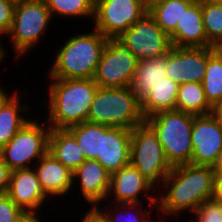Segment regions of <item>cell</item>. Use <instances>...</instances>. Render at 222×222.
Returning a JSON list of instances; mask_svg holds the SVG:
<instances>
[{
  "mask_svg": "<svg viewBox=\"0 0 222 222\" xmlns=\"http://www.w3.org/2000/svg\"><path fill=\"white\" fill-rule=\"evenodd\" d=\"M20 96L22 95L15 90L0 105V149L30 120L24 114L29 113V104L24 102L22 105Z\"/></svg>",
  "mask_w": 222,
  "mask_h": 222,
  "instance_id": "cell-21",
  "label": "cell"
},
{
  "mask_svg": "<svg viewBox=\"0 0 222 222\" xmlns=\"http://www.w3.org/2000/svg\"><path fill=\"white\" fill-rule=\"evenodd\" d=\"M11 171L12 170L0 157V194H4L7 192Z\"/></svg>",
  "mask_w": 222,
  "mask_h": 222,
  "instance_id": "cell-34",
  "label": "cell"
},
{
  "mask_svg": "<svg viewBox=\"0 0 222 222\" xmlns=\"http://www.w3.org/2000/svg\"><path fill=\"white\" fill-rule=\"evenodd\" d=\"M199 2H207V3H215V4H221L222 5V0H197Z\"/></svg>",
  "mask_w": 222,
  "mask_h": 222,
  "instance_id": "cell-44",
  "label": "cell"
},
{
  "mask_svg": "<svg viewBox=\"0 0 222 222\" xmlns=\"http://www.w3.org/2000/svg\"><path fill=\"white\" fill-rule=\"evenodd\" d=\"M13 1L14 3H20V2H23V1H26V0H11Z\"/></svg>",
  "mask_w": 222,
  "mask_h": 222,
  "instance_id": "cell-45",
  "label": "cell"
},
{
  "mask_svg": "<svg viewBox=\"0 0 222 222\" xmlns=\"http://www.w3.org/2000/svg\"><path fill=\"white\" fill-rule=\"evenodd\" d=\"M1 42H2V41H0V65H1L3 59H4L5 57H7V56H6V51H7V50L4 49V47H3L2 44H1Z\"/></svg>",
  "mask_w": 222,
  "mask_h": 222,
  "instance_id": "cell-43",
  "label": "cell"
},
{
  "mask_svg": "<svg viewBox=\"0 0 222 222\" xmlns=\"http://www.w3.org/2000/svg\"><path fill=\"white\" fill-rule=\"evenodd\" d=\"M50 130L46 120L39 123L30 118L0 149V157L11 170L31 168L48 152Z\"/></svg>",
  "mask_w": 222,
  "mask_h": 222,
  "instance_id": "cell-8",
  "label": "cell"
},
{
  "mask_svg": "<svg viewBox=\"0 0 222 222\" xmlns=\"http://www.w3.org/2000/svg\"><path fill=\"white\" fill-rule=\"evenodd\" d=\"M213 54L211 47H175L167 53L166 75L177 84L187 82L202 83Z\"/></svg>",
  "mask_w": 222,
  "mask_h": 222,
  "instance_id": "cell-12",
  "label": "cell"
},
{
  "mask_svg": "<svg viewBox=\"0 0 222 222\" xmlns=\"http://www.w3.org/2000/svg\"><path fill=\"white\" fill-rule=\"evenodd\" d=\"M213 169L215 170L216 174L222 173V149L220 151V154L217 157V160L215 162V165L213 166Z\"/></svg>",
  "mask_w": 222,
  "mask_h": 222,
  "instance_id": "cell-40",
  "label": "cell"
},
{
  "mask_svg": "<svg viewBox=\"0 0 222 222\" xmlns=\"http://www.w3.org/2000/svg\"><path fill=\"white\" fill-rule=\"evenodd\" d=\"M166 66L167 54L152 59L138 60L130 88L140 102L146 97L152 86L166 80Z\"/></svg>",
  "mask_w": 222,
  "mask_h": 222,
  "instance_id": "cell-20",
  "label": "cell"
},
{
  "mask_svg": "<svg viewBox=\"0 0 222 222\" xmlns=\"http://www.w3.org/2000/svg\"><path fill=\"white\" fill-rule=\"evenodd\" d=\"M201 11L207 40L212 43L222 37V5L201 2Z\"/></svg>",
  "mask_w": 222,
  "mask_h": 222,
  "instance_id": "cell-30",
  "label": "cell"
},
{
  "mask_svg": "<svg viewBox=\"0 0 222 222\" xmlns=\"http://www.w3.org/2000/svg\"><path fill=\"white\" fill-rule=\"evenodd\" d=\"M83 215L82 222H107L106 218L96 207H90L88 212Z\"/></svg>",
  "mask_w": 222,
  "mask_h": 222,
  "instance_id": "cell-35",
  "label": "cell"
},
{
  "mask_svg": "<svg viewBox=\"0 0 222 222\" xmlns=\"http://www.w3.org/2000/svg\"><path fill=\"white\" fill-rule=\"evenodd\" d=\"M52 16L44 0H26L16 3L14 18L9 32L6 34L13 45L15 59L36 46L39 39L46 33Z\"/></svg>",
  "mask_w": 222,
  "mask_h": 222,
  "instance_id": "cell-7",
  "label": "cell"
},
{
  "mask_svg": "<svg viewBox=\"0 0 222 222\" xmlns=\"http://www.w3.org/2000/svg\"><path fill=\"white\" fill-rule=\"evenodd\" d=\"M175 47H210L202 20L201 2L195 0L178 21L176 30L170 35Z\"/></svg>",
  "mask_w": 222,
  "mask_h": 222,
  "instance_id": "cell-19",
  "label": "cell"
},
{
  "mask_svg": "<svg viewBox=\"0 0 222 222\" xmlns=\"http://www.w3.org/2000/svg\"><path fill=\"white\" fill-rule=\"evenodd\" d=\"M215 175L210 166L191 163L174 166L162 184L166 194L164 191L157 194L158 213L163 218L178 217L186 211L192 214L203 201L213 198Z\"/></svg>",
  "mask_w": 222,
  "mask_h": 222,
  "instance_id": "cell-1",
  "label": "cell"
},
{
  "mask_svg": "<svg viewBox=\"0 0 222 222\" xmlns=\"http://www.w3.org/2000/svg\"><path fill=\"white\" fill-rule=\"evenodd\" d=\"M131 130L111 127L102 135L101 156L97 161L112 175L130 164Z\"/></svg>",
  "mask_w": 222,
  "mask_h": 222,
  "instance_id": "cell-18",
  "label": "cell"
},
{
  "mask_svg": "<svg viewBox=\"0 0 222 222\" xmlns=\"http://www.w3.org/2000/svg\"><path fill=\"white\" fill-rule=\"evenodd\" d=\"M87 122L132 130L145 122L141 102L130 87H98L87 117Z\"/></svg>",
  "mask_w": 222,
  "mask_h": 222,
  "instance_id": "cell-4",
  "label": "cell"
},
{
  "mask_svg": "<svg viewBox=\"0 0 222 222\" xmlns=\"http://www.w3.org/2000/svg\"><path fill=\"white\" fill-rule=\"evenodd\" d=\"M15 6L11 0H0V37L6 35L12 26Z\"/></svg>",
  "mask_w": 222,
  "mask_h": 222,
  "instance_id": "cell-33",
  "label": "cell"
},
{
  "mask_svg": "<svg viewBox=\"0 0 222 222\" xmlns=\"http://www.w3.org/2000/svg\"><path fill=\"white\" fill-rule=\"evenodd\" d=\"M195 0H159L149 9V14L169 36L176 30L186 9Z\"/></svg>",
  "mask_w": 222,
  "mask_h": 222,
  "instance_id": "cell-25",
  "label": "cell"
},
{
  "mask_svg": "<svg viewBox=\"0 0 222 222\" xmlns=\"http://www.w3.org/2000/svg\"><path fill=\"white\" fill-rule=\"evenodd\" d=\"M38 213H26L19 222H41Z\"/></svg>",
  "mask_w": 222,
  "mask_h": 222,
  "instance_id": "cell-39",
  "label": "cell"
},
{
  "mask_svg": "<svg viewBox=\"0 0 222 222\" xmlns=\"http://www.w3.org/2000/svg\"><path fill=\"white\" fill-rule=\"evenodd\" d=\"M210 47L213 54L222 61V37H219L212 42Z\"/></svg>",
  "mask_w": 222,
  "mask_h": 222,
  "instance_id": "cell-37",
  "label": "cell"
},
{
  "mask_svg": "<svg viewBox=\"0 0 222 222\" xmlns=\"http://www.w3.org/2000/svg\"><path fill=\"white\" fill-rule=\"evenodd\" d=\"M36 164L34 169L40 186L49 198H60L74 190L72 171L51 153L47 152Z\"/></svg>",
  "mask_w": 222,
  "mask_h": 222,
  "instance_id": "cell-17",
  "label": "cell"
},
{
  "mask_svg": "<svg viewBox=\"0 0 222 222\" xmlns=\"http://www.w3.org/2000/svg\"><path fill=\"white\" fill-rule=\"evenodd\" d=\"M213 198L222 204V173L215 175Z\"/></svg>",
  "mask_w": 222,
  "mask_h": 222,
  "instance_id": "cell-36",
  "label": "cell"
},
{
  "mask_svg": "<svg viewBox=\"0 0 222 222\" xmlns=\"http://www.w3.org/2000/svg\"><path fill=\"white\" fill-rule=\"evenodd\" d=\"M49 105L46 123L51 129H68L71 126L86 122L90 105L98 89L93 79H55L49 78ZM52 81V82H51Z\"/></svg>",
  "mask_w": 222,
  "mask_h": 222,
  "instance_id": "cell-2",
  "label": "cell"
},
{
  "mask_svg": "<svg viewBox=\"0 0 222 222\" xmlns=\"http://www.w3.org/2000/svg\"><path fill=\"white\" fill-rule=\"evenodd\" d=\"M191 215L189 222H222V204L214 198L207 199Z\"/></svg>",
  "mask_w": 222,
  "mask_h": 222,
  "instance_id": "cell-31",
  "label": "cell"
},
{
  "mask_svg": "<svg viewBox=\"0 0 222 222\" xmlns=\"http://www.w3.org/2000/svg\"><path fill=\"white\" fill-rule=\"evenodd\" d=\"M3 86H0V105L2 102L9 96L8 93L3 89Z\"/></svg>",
  "mask_w": 222,
  "mask_h": 222,
  "instance_id": "cell-42",
  "label": "cell"
},
{
  "mask_svg": "<svg viewBox=\"0 0 222 222\" xmlns=\"http://www.w3.org/2000/svg\"><path fill=\"white\" fill-rule=\"evenodd\" d=\"M108 39L93 28L92 32L70 35L59 47L48 71L49 78L93 79Z\"/></svg>",
  "mask_w": 222,
  "mask_h": 222,
  "instance_id": "cell-3",
  "label": "cell"
},
{
  "mask_svg": "<svg viewBox=\"0 0 222 222\" xmlns=\"http://www.w3.org/2000/svg\"><path fill=\"white\" fill-rule=\"evenodd\" d=\"M48 152L72 172L86 160L77 140L68 129L50 130Z\"/></svg>",
  "mask_w": 222,
  "mask_h": 222,
  "instance_id": "cell-22",
  "label": "cell"
},
{
  "mask_svg": "<svg viewBox=\"0 0 222 222\" xmlns=\"http://www.w3.org/2000/svg\"><path fill=\"white\" fill-rule=\"evenodd\" d=\"M6 194L25 213H38L49 197L42 190L33 167L11 171Z\"/></svg>",
  "mask_w": 222,
  "mask_h": 222,
  "instance_id": "cell-15",
  "label": "cell"
},
{
  "mask_svg": "<svg viewBox=\"0 0 222 222\" xmlns=\"http://www.w3.org/2000/svg\"><path fill=\"white\" fill-rule=\"evenodd\" d=\"M72 178L73 186L79 183V190L91 207L107 200L111 174L97 160H85L72 172Z\"/></svg>",
  "mask_w": 222,
  "mask_h": 222,
  "instance_id": "cell-16",
  "label": "cell"
},
{
  "mask_svg": "<svg viewBox=\"0 0 222 222\" xmlns=\"http://www.w3.org/2000/svg\"><path fill=\"white\" fill-rule=\"evenodd\" d=\"M175 110L195 116L211 114L212 106L206 100L202 83L187 82L180 84Z\"/></svg>",
  "mask_w": 222,
  "mask_h": 222,
  "instance_id": "cell-26",
  "label": "cell"
},
{
  "mask_svg": "<svg viewBox=\"0 0 222 222\" xmlns=\"http://www.w3.org/2000/svg\"><path fill=\"white\" fill-rule=\"evenodd\" d=\"M138 60L117 38H108L93 80L102 88L130 87Z\"/></svg>",
  "mask_w": 222,
  "mask_h": 222,
  "instance_id": "cell-9",
  "label": "cell"
},
{
  "mask_svg": "<svg viewBox=\"0 0 222 222\" xmlns=\"http://www.w3.org/2000/svg\"><path fill=\"white\" fill-rule=\"evenodd\" d=\"M117 39L130 49L137 60L163 56L172 48L170 36L148 11Z\"/></svg>",
  "mask_w": 222,
  "mask_h": 222,
  "instance_id": "cell-10",
  "label": "cell"
},
{
  "mask_svg": "<svg viewBox=\"0 0 222 222\" xmlns=\"http://www.w3.org/2000/svg\"><path fill=\"white\" fill-rule=\"evenodd\" d=\"M191 164L213 167L222 149V124L212 115H194Z\"/></svg>",
  "mask_w": 222,
  "mask_h": 222,
  "instance_id": "cell-13",
  "label": "cell"
},
{
  "mask_svg": "<svg viewBox=\"0 0 222 222\" xmlns=\"http://www.w3.org/2000/svg\"><path fill=\"white\" fill-rule=\"evenodd\" d=\"M147 205H148L147 209L145 208L144 209L145 211H143V208L140 207L142 206L140 203L113 204L112 205L113 207H111V203L109 201V205L107 206L105 205L104 209H101V207L100 208L96 207V208L106 218L107 222H153L151 221L152 219L151 216H149L151 215L150 211L151 212L153 211L152 209L149 210L148 207L151 205L153 208L155 207L157 210V204H147ZM131 212L133 214H131Z\"/></svg>",
  "mask_w": 222,
  "mask_h": 222,
  "instance_id": "cell-27",
  "label": "cell"
},
{
  "mask_svg": "<svg viewBox=\"0 0 222 222\" xmlns=\"http://www.w3.org/2000/svg\"><path fill=\"white\" fill-rule=\"evenodd\" d=\"M148 9L139 0H95L93 25L108 38H118Z\"/></svg>",
  "mask_w": 222,
  "mask_h": 222,
  "instance_id": "cell-11",
  "label": "cell"
},
{
  "mask_svg": "<svg viewBox=\"0 0 222 222\" xmlns=\"http://www.w3.org/2000/svg\"><path fill=\"white\" fill-rule=\"evenodd\" d=\"M202 85L206 100L213 107L222 99V61L214 54L208 58Z\"/></svg>",
  "mask_w": 222,
  "mask_h": 222,
  "instance_id": "cell-29",
  "label": "cell"
},
{
  "mask_svg": "<svg viewBox=\"0 0 222 222\" xmlns=\"http://www.w3.org/2000/svg\"><path fill=\"white\" fill-rule=\"evenodd\" d=\"M25 214L6 193L0 194V222H19Z\"/></svg>",
  "mask_w": 222,
  "mask_h": 222,
  "instance_id": "cell-32",
  "label": "cell"
},
{
  "mask_svg": "<svg viewBox=\"0 0 222 222\" xmlns=\"http://www.w3.org/2000/svg\"><path fill=\"white\" fill-rule=\"evenodd\" d=\"M130 164L161 193L164 179L173 167L166 159L157 134L146 122L131 130Z\"/></svg>",
  "mask_w": 222,
  "mask_h": 222,
  "instance_id": "cell-6",
  "label": "cell"
},
{
  "mask_svg": "<svg viewBox=\"0 0 222 222\" xmlns=\"http://www.w3.org/2000/svg\"><path fill=\"white\" fill-rule=\"evenodd\" d=\"M178 87L179 84L168 77L164 82L152 86L149 93L141 101V111L144 118L160 111L175 110Z\"/></svg>",
  "mask_w": 222,
  "mask_h": 222,
  "instance_id": "cell-23",
  "label": "cell"
},
{
  "mask_svg": "<svg viewBox=\"0 0 222 222\" xmlns=\"http://www.w3.org/2000/svg\"><path fill=\"white\" fill-rule=\"evenodd\" d=\"M52 19L60 18H94L95 0H44ZM85 17V18H84Z\"/></svg>",
  "mask_w": 222,
  "mask_h": 222,
  "instance_id": "cell-28",
  "label": "cell"
},
{
  "mask_svg": "<svg viewBox=\"0 0 222 222\" xmlns=\"http://www.w3.org/2000/svg\"><path fill=\"white\" fill-rule=\"evenodd\" d=\"M147 9H149L153 4L157 3L159 0H139Z\"/></svg>",
  "mask_w": 222,
  "mask_h": 222,
  "instance_id": "cell-41",
  "label": "cell"
},
{
  "mask_svg": "<svg viewBox=\"0 0 222 222\" xmlns=\"http://www.w3.org/2000/svg\"><path fill=\"white\" fill-rule=\"evenodd\" d=\"M152 190L157 192L141 172L129 164L111 175L107 200L112 197V204H138L141 201L139 196L142 194L149 198L146 199L149 204H157V195L155 196Z\"/></svg>",
  "mask_w": 222,
  "mask_h": 222,
  "instance_id": "cell-14",
  "label": "cell"
},
{
  "mask_svg": "<svg viewBox=\"0 0 222 222\" xmlns=\"http://www.w3.org/2000/svg\"><path fill=\"white\" fill-rule=\"evenodd\" d=\"M111 126L103 124H94L83 122L68 128L77 140L78 145L86 160H97L101 156L102 135H104Z\"/></svg>",
  "mask_w": 222,
  "mask_h": 222,
  "instance_id": "cell-24",
  "label": "cell"
},
{
  "mask_svg": "<svg viewBox=\"0 0 222 222\" xmlns=\"http://www.w3.org/2000/svg\"><path fill=\"white\" fill-rule=\"evenodd\" d=\"M193 119L194 115L177 110L160 111L145 118L172 167L191 162Z\"/></svg>",
  "mask_w": 222,
  "mask_h": 222,
  "instance_id": "cell-5",
  "label": "cell"
},
{
  "mask_svg": "<svg viewBox=\"0 0 222 222\" xmlns=\"http://www.w3.org/2000/svg\"><path fill=\"white\" fill-rule=\"evenodd\" d=\"M211 114L222 124V99L212 107Z\"/></svg>",
  "mask_w": 222,
  "mask_h": 222,
  "instance_id": "cell-38",
  "label": "cell"
}]
</instances>
